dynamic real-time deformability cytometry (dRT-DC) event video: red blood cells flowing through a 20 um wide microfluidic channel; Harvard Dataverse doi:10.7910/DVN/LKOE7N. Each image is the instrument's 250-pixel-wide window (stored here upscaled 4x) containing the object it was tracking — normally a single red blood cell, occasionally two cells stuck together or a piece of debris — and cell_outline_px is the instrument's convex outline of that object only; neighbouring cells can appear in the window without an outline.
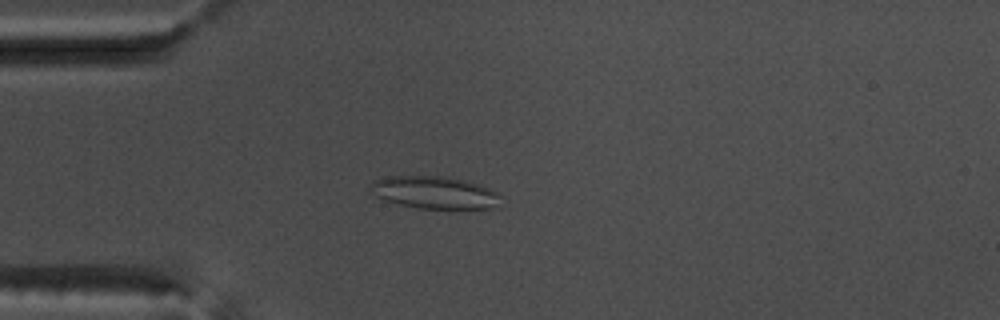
{"species": "common noctule bat (a hibernating species)", "species_latin": "Nyctalus noctula", "temperature_condition": "warm", "stored_images_in_passage": 53, "camera_frame_rate_fps": 3000, "um_per_image_px": 0.085, "animal": {"sex": "male", "body_mass_g": 17.5, "forearm_length_mm": 52.3}, "frame": {"image": 1, "passage_image": 14, "time_ms": 4.333, "image_size_px": [1000, 320], "cell_outline_px": [[496, 208], [420, 208], [400, 204], [384, 200], [376, 196], [372, 192], [372, 180], [388, 176], [440, 176], [464, 180], [480, 184], [496, 192]], "centroid_in_image_um": [36.87, 16.35], "position_along_channel_um": 48.1, "area_um2": 24.04}}
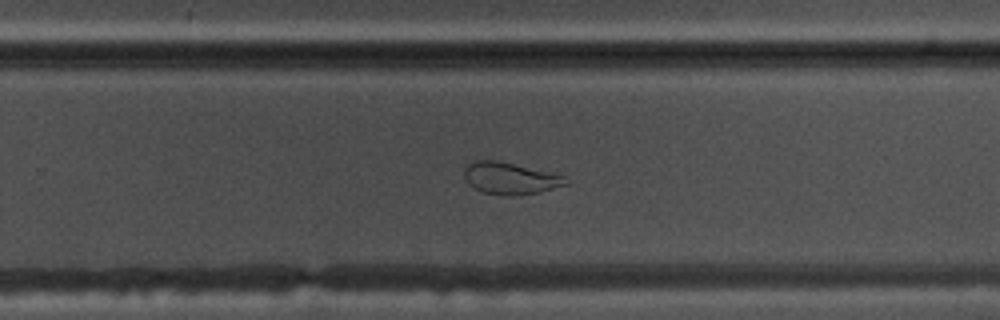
{"frame": {"image": 2, "passage_image": 34, "time_ms": 11.0, "image_size_px": [1000, 320], "cell_outline_px": [[568, 184], [540, 192], [516, 196], [508, 196], [484, 192], [468, 184], [464, 176], [464, 168], [468, 164], [476, 160], [496, 160], [564, 176], [568, 180]], "centroid_in_image_um": [43.35, 15.17], "position_along_channel_um": 286.5, "area_um2": 18.61}}
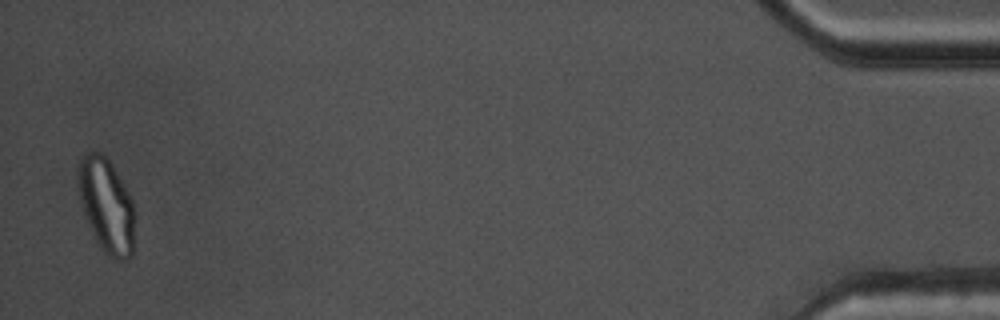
{"frame": {"image": 3, "passage_image": 52, "time_ms": 17.0, "image_size_px": [1000, 320], "cell_outline_px": [[132, 256], [128, 260], [116, 260], [108, 256], [100, 248], [84, 216], [80, 200], [80, 156], [88, 152], [104, 152], [112, 164], [128, 192], [132, 200]], "centroid_in_image_um": [9.04, 17.47], "position_along_channel_um": 426.2, "area_um2": 30.46}, "authors_computed_cell_mechanics": {"area_um2": 25.8366, "velocity_mm_per_s": 3.8062, "shape_relaxation_time_tau1_ms": null, "shape_relaxation_time_tau2_ms": 0.8823, "deformation_change_tau1": null, "deformation_change_tau2": 0.0605}}